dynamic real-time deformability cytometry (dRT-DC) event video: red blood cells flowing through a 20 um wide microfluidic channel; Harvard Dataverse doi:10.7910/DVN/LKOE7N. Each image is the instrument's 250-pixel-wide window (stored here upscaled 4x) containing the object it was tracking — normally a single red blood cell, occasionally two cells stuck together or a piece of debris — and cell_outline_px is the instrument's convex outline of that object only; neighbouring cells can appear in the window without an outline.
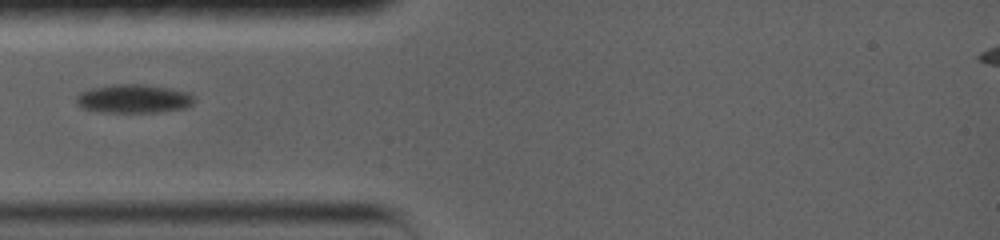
{"species": "common noctule bat (a hibernating species)", "species_latin": "Nyctalus noctula", "temperature_condition": "warm", "stored_images_in_passage": 36, "camera_frame_rate_fps": 5000, "um_per_image_px": 0.085, "animal": {"sex": "female", "body_mass_g": 19.0, "forearm_length_mm": 56.7}, "frame": {"image": 1, "passage_image": 1, "time_ms": 0.0, "image_size_px": [1000, 240], "cell_outline_px": [[192, 100], [188, 104], [180, 108], [140, 112], [112, 112], [88, 108], [80, 104], [80, 96], [96, 88], [116, 84], [136, 84], [164, 88], [188, 96]], "centroid_in_image_um": [11.31, 8.39], "position_along_channel_um": 73.7, "area_um2": 17.34}}
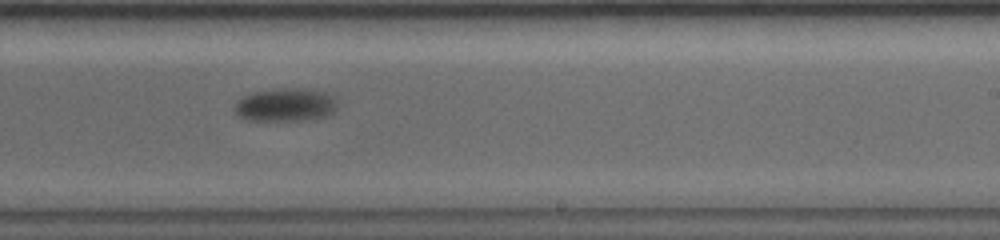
{"frame": {"image": 2, "passage_image": 15, "time_ms": 5.4, "image_size_px": [1000, 240], "cell_outline_px": [[332, 108], [324, 112], [312, 116], [284, 120], [264, 120], [244, 116], [236, 108], [236, 104], [244, 96], [260, 92], [320, 92], [328, 96], [332, 100]], "centroid_in_image_um": [24.11, 8.94], "position_along_channel_um": 264.9, "area_um2": 16.18}}
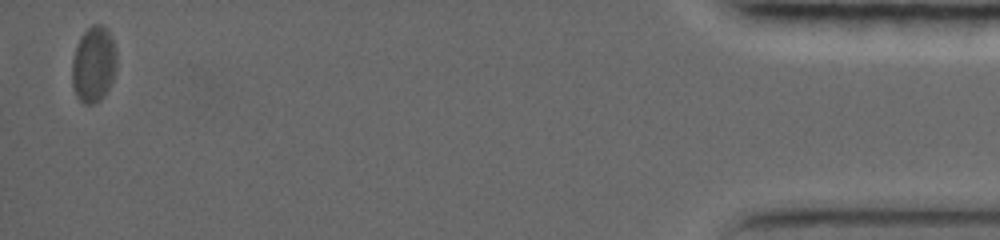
{"frame": {"image": 3, "passage_image": 35, "time_ms": 13.4, "image_size_px": [1000, 240], "cell_outline_px": [[116, 68], [112, 80], [104, 96], [100, 100], [92, 104], [84, 104], [76, 96], [72, 88], [72, 60], [76, 48], [84, 32], [92, 24], [100, 24], [108, 28], [112, 36], [116, 52]], "centroid_in_image_um": [7.96, 5.47], "position_along_channel_um": 427.2, "area_um2": 19.83}}